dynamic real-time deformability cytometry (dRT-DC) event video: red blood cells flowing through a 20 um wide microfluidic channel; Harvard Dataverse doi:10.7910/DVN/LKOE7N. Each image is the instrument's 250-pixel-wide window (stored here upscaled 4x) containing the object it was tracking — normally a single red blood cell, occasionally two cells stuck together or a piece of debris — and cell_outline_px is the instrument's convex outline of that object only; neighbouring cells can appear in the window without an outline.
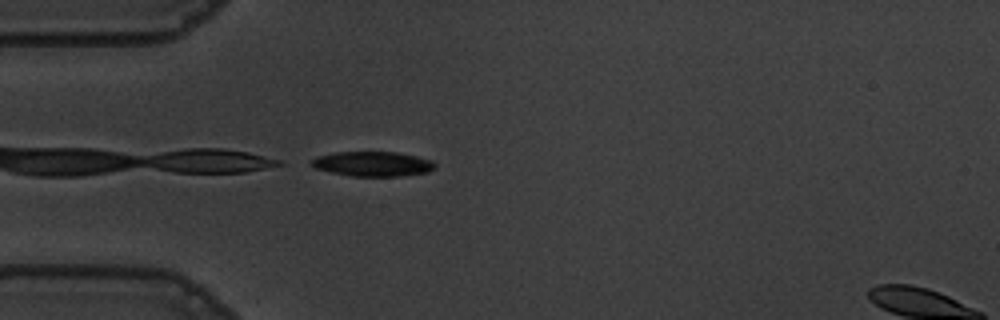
{"species": "common noctule bat (a hibernating species)", "species_latin": "Nyctalus noctula", "temperature_condition": "warm", "stored_images_in_passage": 6, "camera_frame_rate_fps": 3000, "um_per_image_px": 0.085, "animal": {"sex": "male", "body_mass_g": 19.5, "forearm_length_mm": 54.6}, "frame": {"image": 1, "passage_image": 1, "time_ms": 0.0, "image_size_px": [1000, 320], "cell_outline_px": [[436, 168], [428, 172], [396, 176], [352, 176], [332, 172], [316, 168], [308, 164], [308, 160], [316, 156], [336, 152], [396, 152], [416, 156], [432, 160], [436, 164]], "centroid_in_image_um": [31.65, 13.92], "position_along_channel_um": 53.4, "area_um2": 17.92}}